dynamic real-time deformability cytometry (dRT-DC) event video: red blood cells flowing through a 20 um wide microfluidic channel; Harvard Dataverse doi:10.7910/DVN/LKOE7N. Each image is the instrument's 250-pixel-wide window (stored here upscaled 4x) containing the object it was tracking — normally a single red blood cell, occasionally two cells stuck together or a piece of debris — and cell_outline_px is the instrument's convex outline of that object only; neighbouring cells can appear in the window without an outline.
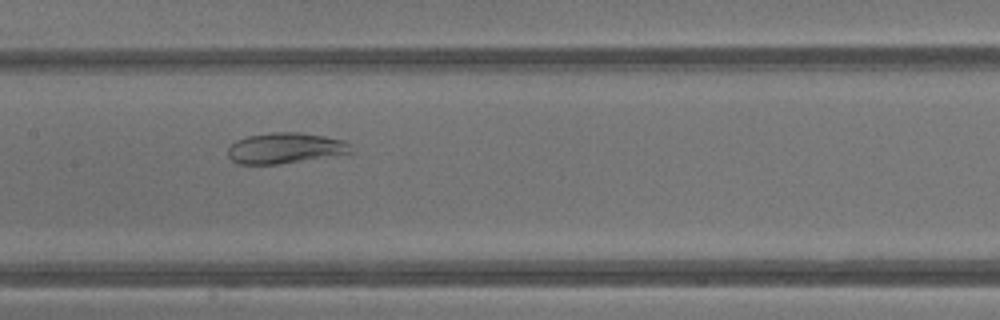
{"species": "common noctule bat (a hibernating species)", "species_latin": "Nyctalus noctula", "temperature_condition": "warm", "stored_images_in_passage": 23, "camera_frame_rate_fps": 3000, "um_per_image_px": 0.085, "animal": {"sex": "male", "body_mass_g": 13.3}, "frame": {"image": 1, "passage_image": 10, "time_ms": 3.0, "image_size_px": [1000, 320], "cell_outline_px": [[352, 152], [280, 164], [236, 164], [228, 156], [228, 148], [236, 140], [248, 136], [272, 132], [300, 132], [324, 136], [344, 140], [352, 144]], "centroid_in_image_um": [24.23, 12.58], "position_along_channel_um": 183.2, "area_um2": 21.96}}